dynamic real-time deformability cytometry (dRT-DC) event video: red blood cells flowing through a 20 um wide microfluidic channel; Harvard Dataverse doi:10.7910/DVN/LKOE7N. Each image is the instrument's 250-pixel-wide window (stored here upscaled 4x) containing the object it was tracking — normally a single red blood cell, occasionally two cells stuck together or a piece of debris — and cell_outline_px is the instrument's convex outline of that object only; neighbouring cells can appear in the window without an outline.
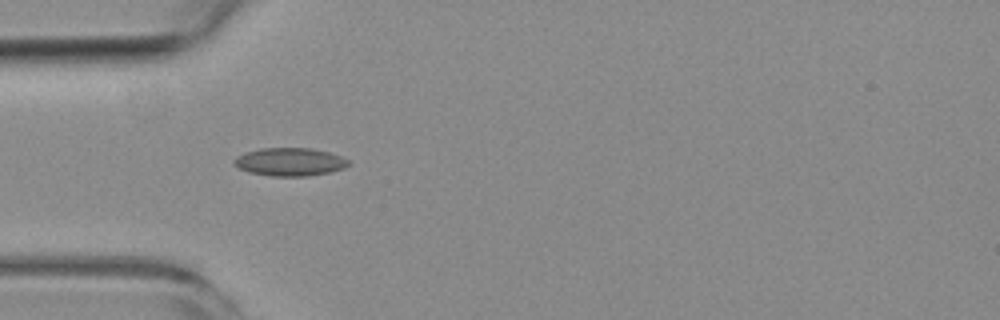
{"species": "common noctule bat (a hibernating species)", "species_latin": "Nyctalus noctula", "temperature_condition": "room temperature", "stored_images_in_passage": 4, "camera_frame_rate_fps": 3000, "um_per_image_px": 0.085, "animal": {"sex": "female", "body_mass_g": 19.3, "forearm_length_mm": 54.1}, "frame": {"image": 1, "passage_image": 3, "time_ms": 2.667, "image_size_px": [1000, 320], "cell_outline_px": [[352, 164], [344, 168], [328, 172], [308, 176], [272, 176], [248, 172], [232, 164], [232, 160], [236, 156], [260, 148], [312, 148], [328, 152], [340, 156], [348, 160]], "centroid_in_image_um": [24.62, 13.76], "position_along_channel_um": 60.4, "area_um2": 18.73}}
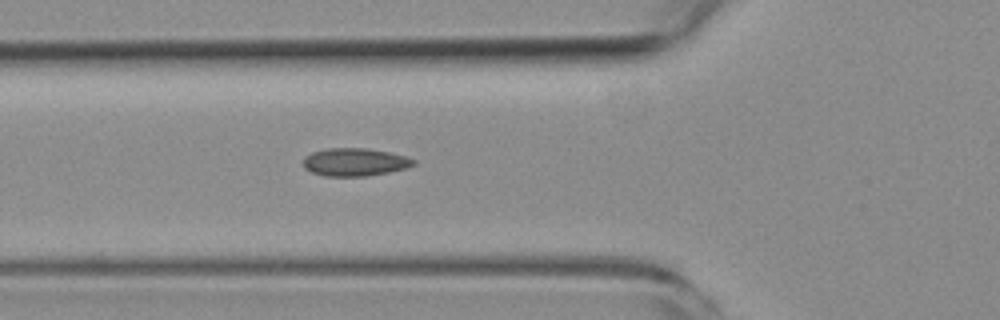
{"frame": {"image": 2, "passage_image": 4, "time_ms": 3.667, "image_size_px": [1000, 320], "cell_outline_px": [[416, 164], [408, 168], [368, 176], [324, 176], [312, 172], [304, 168], [304, 156], [312, 152], [324, 148], [368, 148], [388, 152], [404, 156], [416, 160]], "centroid_in_image_um": [30.16, 13.77], "position_along_channel_um": 95.6, "area_um2": 18.03}}